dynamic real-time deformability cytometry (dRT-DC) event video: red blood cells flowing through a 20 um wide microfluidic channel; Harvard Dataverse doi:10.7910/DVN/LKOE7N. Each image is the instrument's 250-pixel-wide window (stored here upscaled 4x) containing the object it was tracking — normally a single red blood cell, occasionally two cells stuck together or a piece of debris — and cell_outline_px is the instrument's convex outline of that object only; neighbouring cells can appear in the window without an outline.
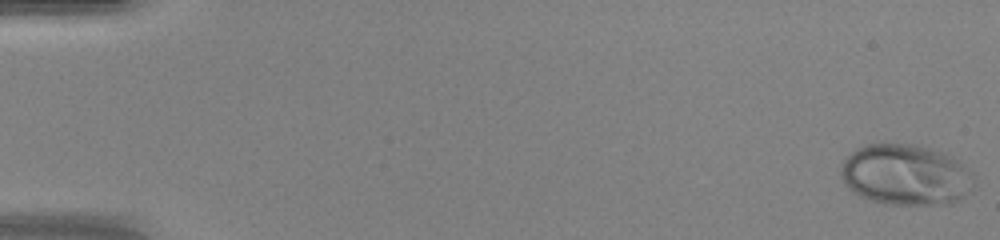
{"species": "human", "species_latin": "Homo sapiens", "temperature_condition": "warm", "stored_images_in_passage": 48, "camera_frame_rate_fps": 3000, "um_per_image_px": 0.085, "donor": {"sex": "female"}, "frame": {"image": 1, "passage_image": 1, "time_ms": 0.0, "image_size_px": [1000, 240], "cell_outline_px": [[976, 184], [968, 192], [952, 204], [884, 204], [860, 196], [852, 192], [844, 184], [840, 176], [840, 168], [844, 160], [856, 148], [864, 144], [884, 140], [920, 144], [948, 152], [968, 168], [976, 176]], "centroid_in_image_um": [77.0, 14.8], "position_along_channel_um": 8.0, "area_um2": 48.96}}
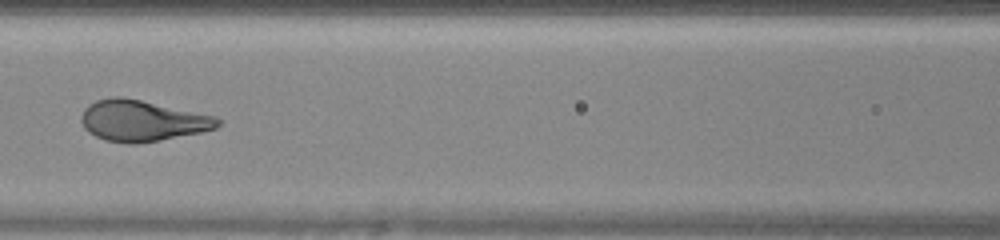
{"frame": {"image": 2, "passage_image": 23, "time_ms": 7.333, "image_size_px": [1000, 240], "cell_outline_px": [[220, 124], [216, 128], [200, 132], [160, 140], [136, 144], [128, 144], [104, 140], [88, 132], [84, 128], [80, 120], [80, 116], [84, 108], [88, 104], [96, 100], [112, 96], [120, 96], [140, 100], [216, 116], [220, 120]], "centroid_in_image_um": [12.03, 10.26], "position_along_channel_um": 154.6, "area_um2": 32.66}}
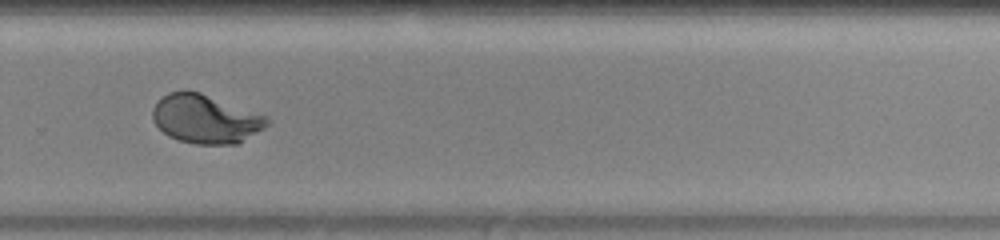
{"frame": {"image": 3, "passage_image": 34, "time_ms": 11.0, "image_size_px": [1000, 240], "cell_outline_px": [[268, 124], [264, 128], [236, 144], [196, 144], [180, 140], [168, 136], [152, 120], [152, 108], [168, 92], [184, 88], [200, 92], [268, 116]], "centroid_in_image_um": [17.45, 10.08], "position_along_channel_um": 312.4, "area_um2": 32.48}, "authors_computed_cell_mechanics": {"area_um2": 33.6396, "velocity_mm_per_s": 4.3203, "shape_relaxation_time_tau1_ms": 3.0396, "shape_relaxation_time_tau2_ms": null, "deformation_change_tau1": 0.216, "deformation_change_tau2": null}}